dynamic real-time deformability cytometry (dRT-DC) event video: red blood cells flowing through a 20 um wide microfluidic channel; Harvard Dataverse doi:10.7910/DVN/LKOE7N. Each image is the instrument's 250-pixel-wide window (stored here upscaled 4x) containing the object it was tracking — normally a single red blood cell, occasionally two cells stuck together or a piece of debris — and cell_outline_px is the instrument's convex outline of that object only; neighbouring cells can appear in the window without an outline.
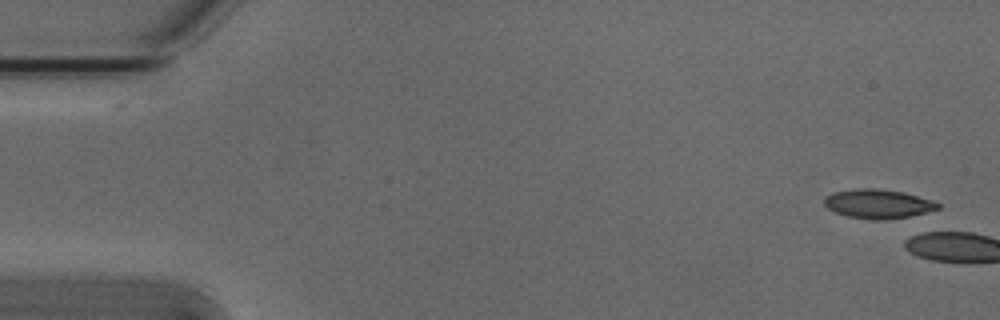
{"species": "Egyptian fruit bat (a non-hibernating species)", "species_latin": "Rousettus aegyptiacus", "temperature_condition": "cold", "stored_images_in_passage": 3, "camera_frame_rate_fps": 3000, "um_per_image_px": 0.085, "animal": {"sex": "male"}, "frame": {"image": 1, "passage_image": 1, "time_ms": 0.0, "image_size_px": [1000, 320], "cell_outline_px": [[940, 208], [908, 216], [884, 220], [872, 220], [848, 216], [836, 212], [828, 208], [824, 204], [824, 196], [832, 192], [856, 188], [876, 188], [904, 192], [932, 200], [940, 204]], "centroid_in_image_um": [74.6, 17.31], "position_along_channel_um": 10.4, "area_um2": 19.25}}